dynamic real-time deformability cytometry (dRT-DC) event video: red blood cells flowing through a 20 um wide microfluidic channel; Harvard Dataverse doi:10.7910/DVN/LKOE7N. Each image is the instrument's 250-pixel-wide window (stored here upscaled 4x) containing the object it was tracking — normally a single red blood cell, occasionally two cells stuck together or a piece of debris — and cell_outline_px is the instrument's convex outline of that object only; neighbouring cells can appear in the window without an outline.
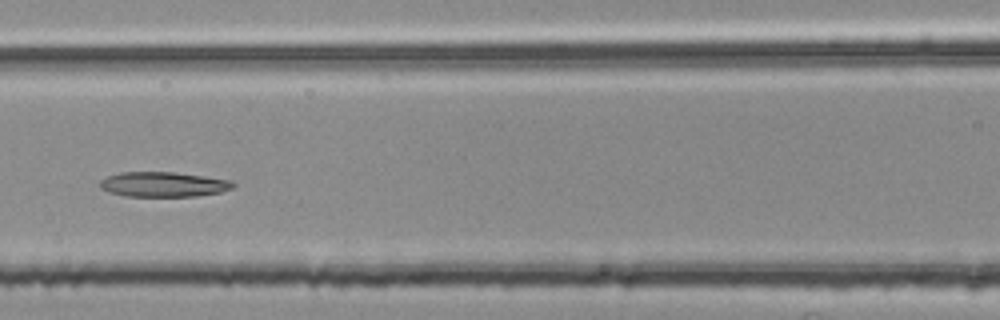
{"species": "common noctule bat (a hibernating species)", "species_latin": "Nyctalus noctula", "temperature_condition": "room temperature", "stored_images_in_passage": 52, "segment_of_instrument_passage": [2, 2], "camera_frame_rate_fps": 3000, "um_per_image_px": 0.085, "animal": {"sex": "female", "body_mass_g": 25.1}, "frame": {"image": 1, "passage_image": 24, "time_ms": 7.667, "image_size_px": [1000, 320], "cell_outline_px": [[236, 184], [232, 188], [220, 192], [196, 196], [124, 196], [108, 192], [100, 188], [100, 180], [108, 176], [120, 172], [176, 172], [232, 180]], "centroid_in_image_um": [13.88, 15.67], "position_along_channel_um": 152.7, "area_um2": 19.42}}
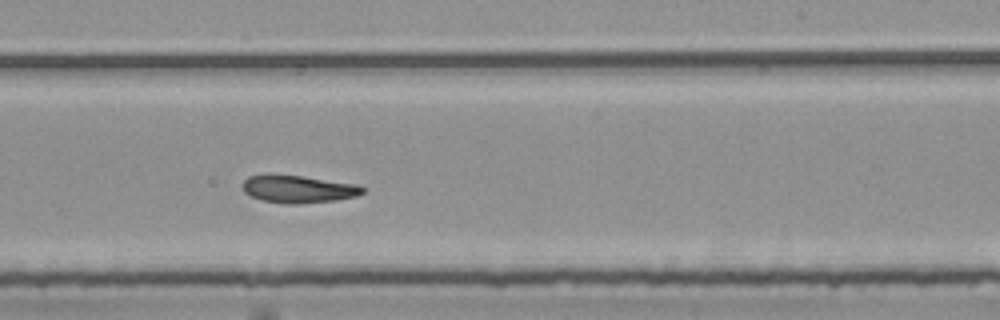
{"frame": {"image": 2, "passage_image": 33, "time_ms": 10.667, "image_size_px": [1000, 320], "cell_outline_px": [[364, 192], [356, 196], [336, 200], [296, 204], [288, 204], [260, 200], [244, 192], [240, 184], [248, 176], [300, 176], [356, 184], [364, 188]], "centroid_in_image_um": [25.34, 16.09], "position_along_channel_um": 263.7, "area_um2": 18.84}}
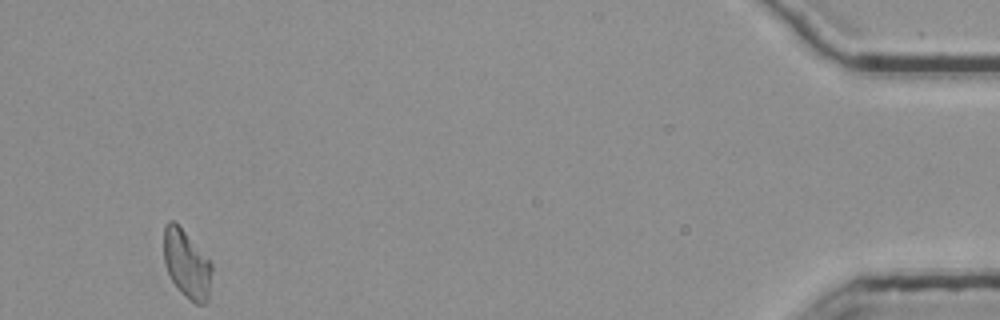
{"frame": {"image": 3, "passage_image": 52, "time_ms": 17.0, "image_size_px": [1000, 320], "cell_outline_px": [[212, 268], [208, 300], [204, 304], [196, 304], [176, 288], [164, 264], [164, 224], [168, 220], [172, 220], [184, 232], [212, 264]], "centroid_in_image_um": [15.85, 22.47], "position_along_channel_um": 419.3, "area_um2": 18.67}}